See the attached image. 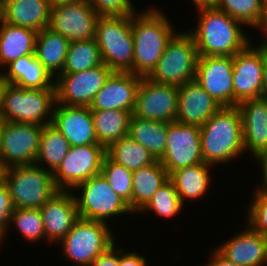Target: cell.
<instances>
[{
  "mask_svg": "<svg viewBox=\"0 0 267 266\" xmlns=\"http://www.w3.org/2000/svg\"><path fill=\"white\" fill-rule=\"evenodd\" d=\"M141 79V76L130 72H113L105 85L96 93L89 108L133 112Z\"/></svg>",
  "mask_w": 267,
  "mask_h": 266,
  "instance_id": "cell-19",
  "label": "cell"
},
{
  "mask_svg": "<svg viewBox=\"0 0 267 266\" xmlns=\"http://www.w3.org/2000/svg\"><path fill=\"white\" fill-rule=\"evenodd\" d=\"M183 206L174 183L169 179L138 213L147 212L148 215L149 212H152L156 216L169 219L181 213Z\"/></svg>",
  "mask_w": 267,
  "mask_h": 266,
  "instance_id": "cell-36",
  "label": "cell"
},
{
  "mask_svg": "<svg viewBox=\"0 0 267 266\" xmlns=\"http://www.w3.org/2000/svg\"><path fill=\"white\" fill-rule=\"evenodd\" d=\"M5 82L3 81L2 77L0 76V114L2 110V91L4 89Z\"/></svg>",
  "mask_w": 267,
  "mask_h": 266,
  "instance_id": "cell-50",
  "label": "cell"
},
{
  "mask_svg": "<svg viewBox=\"0 0 267 266\" xmlns=\"http://www.w3.org/2000/svg\"><path fill=\"white\" fill-rule=\"evenodd\" d=\"M256 161H258L257 163L259 164L260 163V167L262 170V184L260 183V186L258 187H261V188H267V146L260 152L258 153L255 157H254Z\"/></svg>",
  "mask_w": 267,
  "mask_h": 266,
  "instance_id": "cell-45",
  "label": "cell"
},
{
  "mask_svg": "<svg viewBox=\"0 0 267 266\" xmlns=\"http://www.w3.org/2000/svg\"><path fill=\"white\" fill-rule=\"evenodd\" d=\"M6 1H11V0H2V5H3Z\"/></svg>",
  "mask_w": 267,
  "mask_h": 266,
  "instance_id": "cell-54",
  "label": "cell"
},
{
  "mask_svg": "<svg viewBox=\"0 0 267 266\" xmlns=\"http://www.w3.org/2000/svg\"><path fill=\"white\" fill-rule=\"evenodd\" d=\"M111 228L110 224L79 218L59 242L62 255L77 266H90L100 254L117 243Z\"/></svg>",
  "mask_w": 267,
  "mask_h": 266,
  "instance_id": "cell-8",
  "label": "cell"
},
{
  "mask_svg": "<svg viewBox=\"0 0 267 266\" xmlns=\"http://www.w3.org/2000/svg\"><path fill=\"white\" fill-rule=\"evenodd\" d=\"M69 44L65 37L48 27L37 34L35 56L54 78L62 72Z\"/></svg>",
  "mask_w": 267,
  "mask_h": 266,
  "instance_id": "cell-29",
  "label": "cell"
},
{
  "mask_svg": "<svg viewBox=\"0 0 267 266\" xmlns=\"http://www.w3.org/2000/svg\"><path fill=\"white\" fill-rule=\"evenodd\" d=\"M178 32L169 40L155 68L146 77L150 81L179 87L195 80L199 56L194 38L186 30Z\"/></svg>",
  "mask_w": 267,
  "mask_h": 266,
  "instance_id": "cell-7",
  "label": "cell"
},
{
  "mask_svg": "<svg viewBox=\"0 0 267 266\" xmlns=\"http://www.w3.org/2000/svg\"><path fill=\"white\" fill-rule=\"evenodd\" d=\"M99 47L94 38L72 41L69 44L65 63L60 74H72L101 65Z\"/></svg>",
  "mask_w": 267,
  "mask_h": 266,
  "instance_id": "cell-34",
  "label": "cell"
},
{
  "mask_svg": "<svg viewBox=\"0 0 267 266\" xmlns=\"http://www.w3.org/2000/svg\"><path fill=\"white\" fill-rule=\"evenodd\" d=\"M106 156L132 172L156 161L146 147L128 135L110 144L106 148Z\"/></svg>",
  "mask_w": 267,
  "mask_h": 266,
  "instance_id": "cell-32",
  "label": "cell"
},
{
  "mask_svg": "<svg viewBox=\"0 0 267 266\" xmlns=\"http://www.w3.org/2000/svg\"><path fill=\"white\" fill-rule=\"evenodd\" d=\"M131 16L99 17L95 40L102 62L113 72L133 73L134 38Z\"/></svg>",
  "mask_w": 267,
  "mask_h": 266,
  "instance_id": "cell-6",
  "label": "cell"
},
{
  "mask_svg": "<svg viewBox=\"0 0 267 266\" xmlns=\"http://www.w3.org/2000/svg\"><path fill=\"white\" fill-rule=\"evenodd\" d=\"M100 17L131 16L136 12L133 0H86Z\"/></svg>",
  "mask_w": 267,
  "mask_h": 266,
  "instance_id": "cell-40",
  "label": "cell"
},
{
  "mask_svg": "<svg viewBox=\"0 0 267 266\" xmlns=\"http://www.w3.org/2000/svg\"><path fill=\"white\" fill-rule=\"evenodd\" d=\"M213 7L253 29L260 18L262 0H216Z\"/></svg>",
  "mask_w": 267,
  "mask_h": 266,
  "instance_id": "cell-38",
  "label": "cell"
},
{
  "mask_svg": "<svg viewBox=\"0 0 267 266\" xmlns=\"http://www.w3.org/2000/svg\"><path fill=\"white\" fill-rule=\"evenodd\" d=\"M169 180V174L156 160L132 173V212L138 213Z\"/></svg>",
  "mask_w": 267,
  "mask_h": 266,
  "instance_id": "cell-27",
  "label": "cell"
},
{
  "mask_svg": "<svg viewBox=\"0 0 267 266\" xmlns=\"http://www.w3.org/2000/svg\"><path fill=\"white\" fill-rule=\"evenodd\" d=\"M178 86L157 84L142 77L132 116L160 122L176 121Z\"/></svg>",
  "mask_w": 267,
  "mask_h": 266,
  "instance_id": "cell-15",
  "label": "cell"
},
{
  "mask_svg": "<svg viewBox=\"0 0 267 266\" xmlns=\"http://www.w3.org/2000/svg\"><path fill=\"white\" fill-rule=\"evenodd\" d=\"M213 166L207 163H200L190 167H183L173 171L169 179L174 183L177 194L182 204L185 201L195 200L209 190L211 178L210 170Z\"/></svg>",
  "mask_w": 267,
  "mask_h": 266,
  "instance_id": "cell-28",
  "label": "cell"
},
{
  "mask_svg": "<svg viewBox=\"0 0 267 266\" xmlns=\"http://www.w3.org/2000/svg\"><path fill=\"white\" fill-rule=\"evenodd\" d=\"M243 229L215 249L227 260L240 266H264L266 238L248 224Z\"/></svg>",
  "mask_w": 267,
  "mask_h": 266,
  "instance_id": "cell-21",
  "label": "cell"
},
{
  "mask_svg": "<svg viewBox=\"0 0 267 266\" xmlns=\"http://www.w3.org/2000/svg\"><path fill=\"white\" fill-rule=\"evenodd\" d=\"M196 8H201V7H211L214 6L216 0H191Z\"/></svg>",
  "mask_w": 267,
  "mask_h": 266,
  "instance_id": "cell-48",
  "label": "cell"
},
{
  "mask_svg": "<svg viewBox=\"0 0 267 266\" xmlns=\"http://www.w3.org/2000/svg\"><path fill=\"white\" fill-rule=\"evenodd\" d=\"M4 240V235L0 232V245H2L1 243H3L2 241Z\"/></svg>",
  "mask_w": 267,
  "mask_h": 266,
  "instance_id": "cell-52",
  "label": "cell"
},
{
  "mask_svg": "<svg viewBox=\"0 0 267 266\" xmlns=\"http://www.w3.org/2000/svg\"><path fill=\"white\" fill-rule=\"evenodd\" d=\"M95 134L99 144L107 148L110 144L127 136L131 111L91 110Z\"/></svg>",
  "mask_w": 267,
  "mask_h": 266,
  "instance_id": "cell-31",
  "label": "cell"
},
{
  "mask_svg": "<svg viewBox=\"0 0 267 266\" xmlns=\"http://www.w3.org/2000/svg\"><path fill=\"white\" fill-rule=\"evenodd\" d=\"M51 8L48 0L6 1L0 7L1 19L9 24L39 32L49 26Z\"/></svg>",
  "mask_w": 267,
  "mask_h": 266,
  "instance_id": "cell-25",
  "label": "cell"
},
{
  "mask_svg": "<svg viewBox=\"0 0 267 266\" xmlns=\"http://www.w3.org/2000/svg\"><path fill=\"white\" fill-rule=\"evenodd\" d=\"M0 72L5 83L25 89H55V78L37 60L35 54L13 61Z\"/></svg>",
  "mask_w": 267,
  "mask_h": 266,
  "instance_id": "cell-24",
  "label": "cell"
},
{
  "mask_svg": "<svg viewBox=\"0 0 267 266\" xmlns=\"http://www.w3.org/2000/svg\"><path fill=\"white\" fill-rule=\"evenodd\" d=\"M204 163L214 166L240 157L244 152L243 129L237 106L221 107L200 127Z\"/></svg>",
  "mask_w": 267,
  "mask_h": 266,
  "instance_id": "cell-3",
  "label": "cell"
},
{
  "mask_svg": "<svg viewBox=\"0 0 267 266\" xmlns=\"http://www.w3.org/2000/svg\"><path fill=\"white\" fill-rule=\"evenodd\" d=\"M196 10L198 23L187 31L194 38L198 56H234L252 42L244 25L226 12L213 6Z\"/></svg>",
  "mask_w": 267,
  "mask_h": 266,
  "instance_id": "cell-1",
  "label": "cell"
},
{
  "mask_svg": "<svg viewBox=\"0 0 267 266\" xmlns=\"http://www.w3.org/2000/svg\"><path fill=\"white\" fill-rule=\"evenodd\" d=\"M3 183L14 208L40 209L59 192L52 172L36 164L5 168Z\"/></svg>",
  "mask_w": 267,
  "mask_h": 266,
  "instance_id": "cell-5",
  "label": "cell"
},
{
  "mask_svg": "<svg viewBox=\"0 0 267 266\" xmlns=\"http://www.w3.org/2000/svg\"><path fill=\"white\" fill-rule=\"evenodd\" d=\"M14 207L12 204L11 196L7 186L2 183L0 184V232L4 235V238L8 234V224L11 213Z\"/></svg>",
  "mask_w": 267,
  "mask_h": 266,
  "instance_id": "cell-41",
  "label": "cell"
},
{
  "mask_svg": "<svg viewBox=\"0 0 267 266\" xmlns=\"http://www.w3.org/2000/svg\"><path fill=\"white\" fill-rule=\"evenodd\" d=\"M252 44L233 56V106L263 96L265 43Z\"/></svg>",
  "mask_w": 267,
  "mask_h": 266,
  "instance_id": "cell-11",
  "label": "cell"
},
{
  "mask_svg": "<svg viewBox=\"0 0 267 266\" xmlns=\"http://www.w3.org/2000/svg\"><path fill=\"white\" fill-rule=\"evenodd\" d=\"M159 161L169 175L179 168L204 163L200 127L172 122L167 132L165 152Z\"/></svg>",
  "mask_w": 267,
  "mask_h": 266,
  "instance_id": "cell-14",
  "label": "cell"
},
{
  "mask_svg": "<svg viewBox=\"0 0 267 266\" xmlns=\"http://www.w3.org/2000/svg\"><path fill=\"white\" fill-rule=\"evenodd\" d=\"M263 96L267 97V43H265V61L263 76Z\"/></svg>",
  "mask_w": 267,
  "mask_h": 266,
  "instance_id": "cell-47",
  "label": "cell"
},
{
  "mask_svg": "<svg viewBox=\"0 0 267 266\" xmlns=\"http://www.w3.org/2000/svg\"><path fill=\"white\" fill-rule=\"evenodd\" d=\"M106 148L102 144L70 147L64 160L52 173L59 191H72L77 185L100 174Z\"/></svg>",
  "mask_w": 267,
  "mask_h": 266,
  "instance_id": "cell-12",
  "label": "cell"
},
{
  "mask_svg": "<svg viewBox=\"0 0 267 266\" xmlns=\"http://www.w3.org/2000/svg\"><path fill=\"white\" fill-rule=\"evenodd\" d=\"M112 73L113 71L102 63L82 72L58 74L54 81L57 103L89 107Z\"/></svg>",
  "mask_w": 267,
  "mask_h": 266,
  "instance_id": "cell-13",
  "label": "cell"
},
{
  "mask_svg": "<svg viewBox=\"0 0 267 266\" xmlns=\"http://www.w3.org/2000/svg\"><path fill=\"white\" fill-rule=\"evenodd\" d=\"M4 167L0 164V184L3 183Z\"/></svg>",
  "mask_w": 267,
  "mask_h": 266,
  "instance_id": "cell-51",
  "label": "cell"
},
{
  "mask_svg": "<svg viewBox=\"0 0 267 266\" xmlns=\"http://www.w3.org/2000/svg\"><path fill=\"white\" fill-rule=\"evenodd\" d=\"M243 129L244 152L254 157L267 146V97L247 99L237 105Z\"/></svg>",
  "mask_w": 267,
  "mask_h": 266,
  "instance_id": "cell-23",
  "label": "cell"
},
{
  "mask_svg": "<svg viewBox=\"0 0 267 266\" xmlns=\"http://www.w3.org/2000/svg\"><path fill=\"white\" fill-rule=\"evenodd\" d=\"M195 81L221 107L233 106V56H199Z\"/></svg>",
  "mask_w": 267,
  "mask_h": 266,
  "instance_id": "cell-17",
  "label": "cell"
},
{
  "mask_svg": "<svg viewBox=\"0 0 267 266\" xmlns=\"http://www.w3.org/2000/svg\"><path fill=\"white\" fill-rule=\"evenodd\" d=\"M257 31L260 29L262 32V36L266 37L263 38L262 43H267V0H262V7H261V14L258 22L254 27Z\"/></svg>",
  "mask_w": 267,
  "mask_h": 266,
  "instance_id": "cell-46",
  "label": "cell"
},
{
  "mask_svg": "<svg viewBox=\"0 0 267 266\" xmlns=\"http://www.w3.org/2000/svg\"><path fill=\"white\" fill-rule=\"evenodd\" d=\"M10 225H14L15 229L20 232L23 240L25 239L29 243L32 242L34 244L33 242L37 243L41 239H46L40 209L14 208L7 231H10Z\"/></svg>",
  "mask_w": 267,
  "mask_h": 266,
  "instance_id": "cell-35",
  "label": "cell"
},
{
  "mask_svg": "<svg viewBox=\"0 0 267 266\" xmlns=\"http://www.w3.org/2000/svg\"><path fill=\"white\" fill-rule=\"evenodd\" d=\"M119 266H148L147 260L140 253L125 251L119 247Z\"/></svg>",
  "mask_w": 267,
  "mask_h": 266,
  "instance_id": "cell-43",
  "label": "cell"
},
{
  "mask_svg": "<svg viewBox=\"0 0 267 266\" xmlns=\"http://www.w3.org/2000/svg\"><path fill=\"white\" fill-rule=\"evenodd\" d=\"M253 199L247 207V223L254 231L267 239V188L254 189Z\"/></svg>",
  "mask_w": 267,
  "mask_h": 266,
  "instance_id": "cell-39",
  "label": "cell"
},
{
  "mask_svg": "<svg viewBox=\"0 0 267 266\" xmlns=\"http://www.w3.org/2000/svg\"><path fill=\"white\" fill-rule=\"evenodd\" d=\"M46 241L59 243L79 219L72 191H59L41 208Z\"/></svg>",
  "mask_w": 267,
  "mask_h": 266,
  "instance_id": "cell-20",
  "label": "cell"
},
{
  "mask_svg": "<svg viewBox=\"0 0 267 266\" xmlns=\"http://www.w3.org/2000/svg\"><path fill=\"white\" fill-rule=\"evenodd\" d=\"M158 8L151 7L132 14L133 74L141 77H147L152 72L167 43L177 31L166 13Z\"/></svg>",
  "mask_w": 267,
  "mask_h": 266,
  "instance_id": "cell-2",
  "label": "cell"
},
{
  "mask_svg": "<svg viewBox=\"0 0 267 266\" xmlns=\"http://www.w3.org/2000/svg\"><path fill=\"white\" fill-rule=\"evenodd\" d=\"M38 32L0 20V72L13 61L35 54Z\"/></svg>",
  "mask_w": 267,
  "mask_h": 266,
  "instance_id": "cell-26",
  "label": "cell"
},
{
  "mask_svg": "<svg viewBox=\"0 0 267 266\" xmlns=\"http://www.w3.org/2000/svg\"><path fill=\"white\" fill-rule=\"evenodd\" d=\"M132 211V171L104 157L100 172Z\"/></svg>",
  "mask_w": 267,
  "mask_h": 266,
  "instance_id": "cell-37",
  "label": "cell"
},
{
  "mask_svg": "<svg viewBox=\"0 0 267 266\" xmlns=\"http://www.w3.org/2000/svg\"><path fill=\"white\" fill-rule=\"evenodd\" d=\"M42 125L1 121L0 164L4 168L35 164Z\"/></svg>",
  "mask_w": 267,
  "mask_h": 266,
  "instance_id": "cell-10",
  "label": "cell"
},
{
  "mask_svg": "<svg viewBox=\"0 0 267 266\" xmlns=\"http://www.w3.org/2000/svg\"><path fill=\"white\" fill-rule=\"evenodd\" d=\"M69 141L51 124L42 128L35 164L52 173L59 167L70 149ZM47 165V167L45 166Z\"/></svg>",
  "mask_w": 267,
  "mask_h": 266,
  "instance_id": "cell-33",
  "label": "cell"
},
{
  "mask_svg": "<svg viewBox=\"0 0 267 266\" xmlns=\"http://www.w3.org/2000/svg\"><path fill=\"white\" fill-rule=\"evenodd\" d=\"M79 0H48L50 3L51 7L60 5V4H67V3H73Z\"/></svg>",
  "mask_w": 267,
  "mask_h": 266,
  "instance_id": "cell-49",
  "label": "cell"
},
{
  "mask_svg": "<svg viewBox=\"0 0 267 266\" xmlns=\"http://www.w3.org/2000/svg\"><path fill=\"white\" fill-rule=\"evenodd\" d=\"M170 124L131 116L127 135L146 147L153 157L159 160L165 152Z\"/></svg>",
  "mask_w": 267,
  "mask_h": 266,
  "instance_id": "cell-30",
  "label": "cell"
},
{
  "mask_svg": "<svg viewBox=\"0 0 267 266\" xmlns=\"http://www.w3.org/2000/svg\"><path fill=\"white\" fill-rule=\"evenodd\" d=\"M56 102L55 89H25L5 83L0 120L50 125Z\"/></svg>",
  "mask_w": 267,
  "mask_h": 266,
  "instance_id": "cell-4",
  "label": "cell"
},
{
  "mask_svg": "<svg viewBox=\"0 0 267 266\" xmlns=\"http://www.w3.org/2000/svg\"><path fill=\"white\" fill-rule=\"evenodd\" d=\"M220 108L195 80L178 87L177 122L201 127Z\"/></svg>",
  "mask_w": 267,
  "mask_h": 266,
  "instance_id": "cell-22",
  "label": "cell"
},
{
  "mask_svg": "<svg viewBox=\"0 0 267 266\" xmlns=\"http://www.w3.org/2000/svg\"><path fill=\"white\" fill-rule=\"evenodd\" d=\"M74 195L79 218L94 220L108 224L109 219H114L129 213L133 215L128 204L120 198L100 173L90 177L77 185L72 192ZM80 194V195H79ZM79 195V196H78ZM120 215V216H119Z\"/></svg>",
  "mask_w": 267,
  "mask_h": 266,
  "instance_id": "cell-9",
  "label": "cell"
},
{
  "mask_svg": "<svg viewBox=\"0 0 267 266\" xmlns=\"http://www.w3.org/2000/svg\"><path fill=\"white\" fill-rule=\"evenodd\" d=\"M99 17L86 0L60 4L51 8L48 28L69 42L89 40L95 38Z\"/></svg>",
  "mask_w": 267,
  "mask_h": 266,
  "instance_id": "cell-16",
  "label": "cell"
},
{
  "mask_svg": "<svg viewBox=\"0 0 267 266\" xmlns=\"http://www.w3.org/2000/svg\"><path fill=\"white\" fill-rule=\"evenodd\" d=\"M267 265V239H266V256H265V266Z\"/></svg>",
  "mask_w": 267,
  "mask_h": 266,
  "instance_id": "cell-53",
  "label": "cell"
},
{
  "mask_svg": "<svg viewBox=\"0 0 267 266\" xmlns=\"http://www.w3.org/2000/svg\"><path fill=\"white\" fill-rule=\"evenodd\" d=\"M115 243L106 252L100 254L90 266H119V246Z\"/></svg>",
  "mask_w": 267,
  "mask_h": 266,
  "instance_id": "cell-42",
  "label": "cell"
},
{
  "mask_svg": "<svg viewBox=\"0 0 267 266\" xmlns=\"http://www.w3.org/2000/svg\"><path fill=\"white\" fill-rule=\"evenodd\" d=\"M213 250L209 253L210 258H208L209 260L207 261V264H203L204 266H240L238 264H235L234 262H231L229 260H227L224 256H222L215 248H212ZM202 265V266H203Z\"/></svg>",
  "mask_w": 267,
  "mask_h": 266,
  "instance_id": "cell-44",
  "label": "cell"
},
{
  "mask_svg": "<svg viewBox=\"0 0 267 266\" xmlns=\"http://www.w3.org/2000/svg\"><path fill=\"white\" fill-rule=\"evenodd\" d=\"M51 125L69 141L70 146L98 144L91 109L57 103Z\"/></svg>",
  "mask_w": 267,
  "mask_h": 266,
  "instance_id": "cell-18",
  "label": "cell"
}]
</instances>
